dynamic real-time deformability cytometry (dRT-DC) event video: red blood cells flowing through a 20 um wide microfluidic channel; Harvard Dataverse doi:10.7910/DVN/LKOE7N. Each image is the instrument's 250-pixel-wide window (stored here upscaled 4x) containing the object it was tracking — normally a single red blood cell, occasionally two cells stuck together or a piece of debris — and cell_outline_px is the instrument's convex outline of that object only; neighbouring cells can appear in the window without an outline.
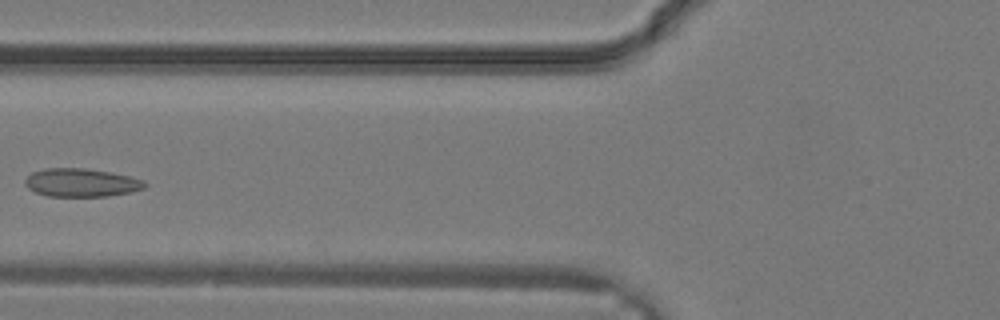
{"species": "common noctule bat (a hibernating species)", "species_latin": "Nyctalus noctula", "temperature_condition": "warm", "stored_images_in_passage": 26, "camera_frame_rate_fps": 3000, "um_per_image_px": 0.085, "animal": {"sex": "male", "body_mass_g": 19.2, "forearm_length_mm": 51.8}, "frame": {"image": 1, "passage_image": 12, "time_ms": 3.667, "image_size_px": [1000, 320], "cell_outline_px": [[148, 184], [144, 188], [128, 192], [108, 196], [48, 196], [36, 192], [28, 188], [24, 184], [24, 180], [32, 172], [44, 168], [84, 168], [112, 172], [144, 180]], "centroid_in_image_um": [6.89, 15.51], "position_along_channel_um": 118.9, "area_um2": 19.71}}
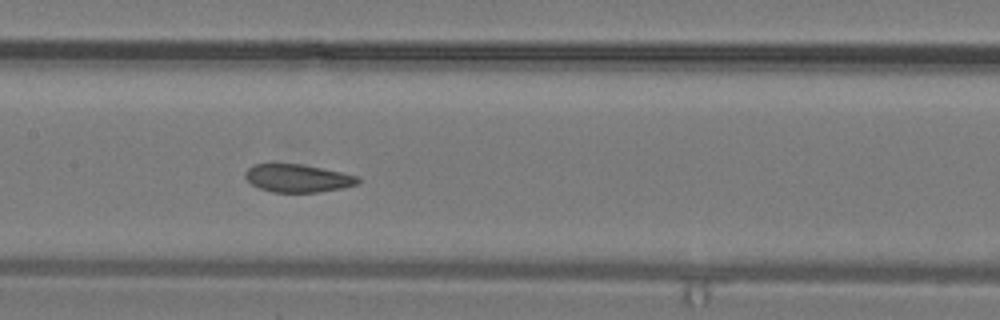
{"frame": {"image": 2, "passage_image": 15, "time_ms": 4.667, "image_size_px": [1000, 320], "cell_outline_px": [[360, 184], [344, 188], [320, 192], [272, 192], [260, 188], [252, 184], [244, 176], [244, 172], [252, 164], [304, 164], [340, 172], [356, 176], [360, 180]], "centroid_in_image_um": [25.31, 15.15], "position_along_channel_um": 182.1, "area_um2": 18.38}}
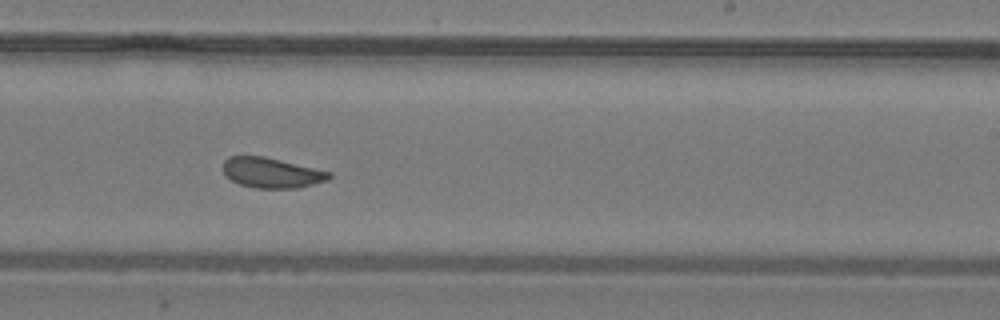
{"frame": {"image": 3, "passage_image": 19, "time_ms": 6.0, "image_size_px": [1000, 320], "cell_outline_px": [[332, 176], [328, 180], [300, 188], [256, 188], [240, 184], [232, 180], [224, 172], [224, 160], [228, 156], [264, 156], [332, 172]], "centroid_in_image_um": [23.12, 14.68], "position_along_channel_um": 265.9, "area_um2": 18.61}}